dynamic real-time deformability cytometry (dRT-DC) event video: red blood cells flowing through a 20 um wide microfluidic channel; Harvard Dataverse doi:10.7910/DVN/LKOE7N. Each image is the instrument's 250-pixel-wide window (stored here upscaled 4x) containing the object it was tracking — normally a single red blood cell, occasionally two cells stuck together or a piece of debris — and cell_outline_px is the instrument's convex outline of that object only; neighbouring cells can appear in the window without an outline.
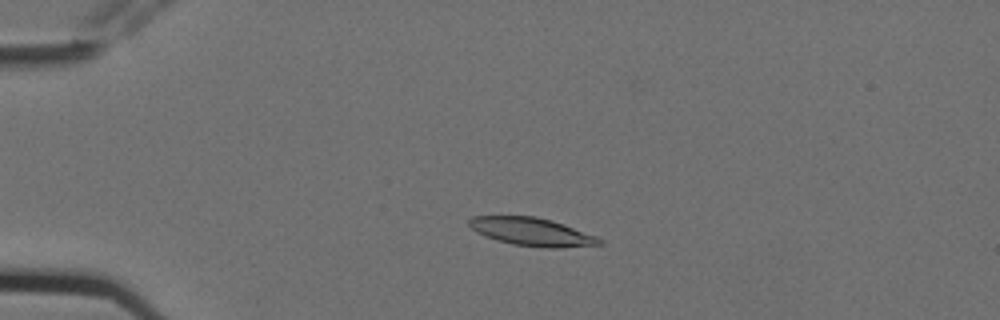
{"species": "Egyptian fruit bat (a non-hibernating species)", "species_latin": "Rousettus aegyptiacus", "temperature_condition": "cold", "stored_images_in_passage": 4, "camera_frame_rate_fps": 3000, "um_per_image_px": 0.085, "animal": {"sex": "female"}, "frame": {"image": 1, "passage_image": 3, "time_ms": 0.667, "image_size_px": [1000, 320], "cell_outline_px": [[604, 244], [560, 248], [544, 248], [512, 244], [496, 240], [476, 232], [468, 224], [468, 220], [472, 216], [536, 216], [552, 220], [564, 224], [596, 236], [604, 240]], "centroid_in_image_um": [45.23, 19.71], "position_along_channel_um": 39.8, "area_um2": 21.44}}